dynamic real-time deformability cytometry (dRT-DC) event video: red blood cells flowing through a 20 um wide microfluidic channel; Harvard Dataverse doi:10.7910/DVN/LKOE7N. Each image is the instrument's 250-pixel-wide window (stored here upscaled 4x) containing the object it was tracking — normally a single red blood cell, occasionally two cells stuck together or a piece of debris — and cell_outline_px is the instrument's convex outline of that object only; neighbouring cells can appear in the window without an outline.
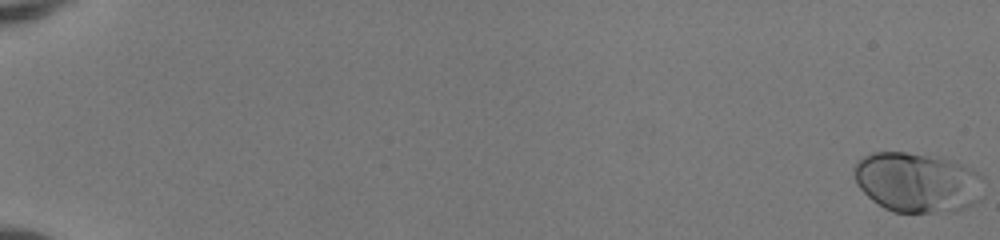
{"species": "human", "species_latin": "Homo sapiens", "temperature_condition": "room temperature", "stored_images_in_passage": 53, "camera_frame_rate_fps": 3000, "um_per_image_px": 0.085, "donor": {"sex": "female"}, "frame": {"image": 1, "passage_image": 1, "time_ms": 0.0, "image_size_px": [1000, 240], "cell_outline_px": [[980, 176], [976, 204], [952, 212], [892, 212], [884, 208], [872, 200], [856, 184], [852, 168], [864, 156], [872, 152], [904, 152], [936, 156], [952, 160], [972, 168]], "centroid_in_image_um": [77.9, 15.49], "position_along_channel_um": 7.1, "area_um2": 44.97}}
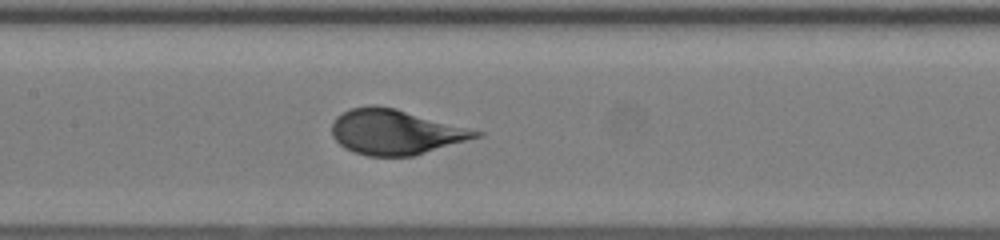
{"frame": {"image": 2, "passage_image": 29, "time_ms": 9.333, "image_size_px": [1000, 240], "cell_outline_px": [[484, 136], [412, 156], [368, 156], [352, 152], [344, 148], [332, 136], [332, 124], [336, 116], [352, 108], [372, 104], [376, 104], [396, 108], [484, 132]], "centroid_in_image_um": [33.62, 11.21], "position_along_channel_um": 173.8, "area_um2": 37.97}}
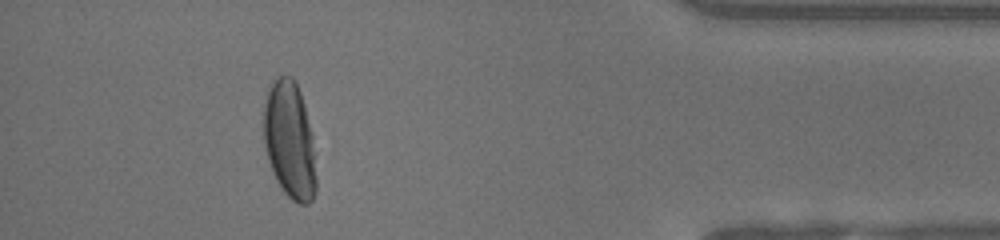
{"frame": {"image": 3, "passage_image": 49, "time_ms": 16.0, "image_size_px": [1000, 240], "cell_outline_px": [[316, 192], [312, 200], [308, 204], [300, 204], [292, 200], [284, 192], [276, 180], [272, 172], [268, 160], [264, 144], [264, 104], [268, 88], [280, 76], [292, 76], [300, 92], [304, 104], [316, 152]], "centroid_in_image_um": [24.64, 11.97], "position_along_channel_um": 410.6, "area_um2": 36.07}}